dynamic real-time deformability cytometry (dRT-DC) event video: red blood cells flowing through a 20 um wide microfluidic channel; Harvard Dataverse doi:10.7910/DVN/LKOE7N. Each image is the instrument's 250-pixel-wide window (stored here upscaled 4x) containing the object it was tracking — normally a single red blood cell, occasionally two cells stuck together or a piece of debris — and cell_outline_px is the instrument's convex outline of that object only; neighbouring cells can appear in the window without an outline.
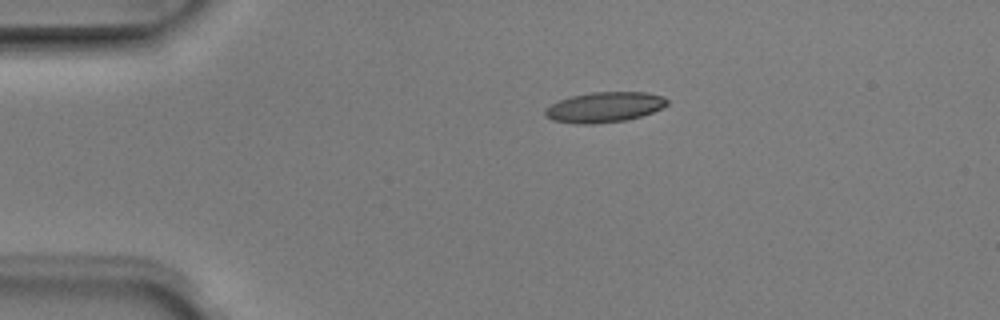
{"species": "Egyptian fruit bat (a non-hibernating species)", "species_latin": "Rousettus aegyptiacus", "temperature_condition": "room temperature", "stored_images_in_passage": 2, "camera_frame_rate_fps": 3000, "um_per_image_px": 0.085, "animal": {"sex": "male"}, "frame": {"image": 1, "passage_image": 2, "time_ms": 0.333, "image_size_px": [1000, 320], "cell_outline_px": [[668, 104], [652, 112], [640, 116], [624, 120], [592, 124], [576, 124], [552, 120], [544, 116], [544, 108], [560, 100], [572, 96], [592, 92], [648, 92], [664, 96], [668, 100]], "centroid_in_image_um": [51.35, 9.1], "position_along_channel_um": 33.6, "area_um2": 21.5}}